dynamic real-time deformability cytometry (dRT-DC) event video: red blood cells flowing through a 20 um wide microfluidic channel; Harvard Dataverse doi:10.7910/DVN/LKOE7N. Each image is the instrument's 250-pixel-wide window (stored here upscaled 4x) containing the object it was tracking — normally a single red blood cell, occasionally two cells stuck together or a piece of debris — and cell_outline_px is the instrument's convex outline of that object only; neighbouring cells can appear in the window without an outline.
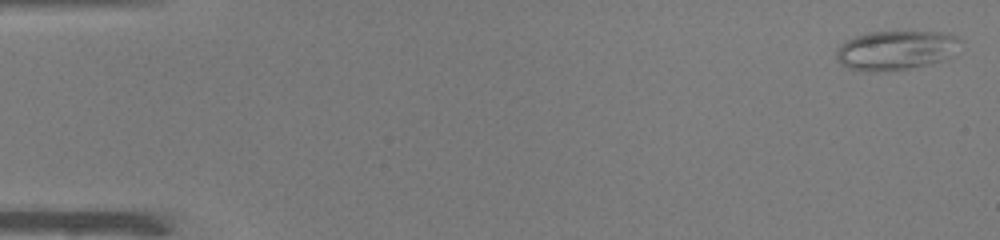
{"species": "common noctule bat (a hibernating species)", "species_latin": "Nyctalus noctula", "temperature_condition": "warm", "stored_images_in_passage": 50, "camera_frame_rate_fps": 3000, "um_per_image_px": 0.085, "animal": {"sex": "male", "body_mass_g": 19.0, "forearm_length_mm": 50.8}, "frame": {"image": 1, "passage_image": 1, "time_ms": 0.0, "image_size_px": [1000, 240], "cell_outline_px": [[960, 40], [952, 56], [940, 60], [908, 68], [868, 72], [848, 68], [840, 64], [836, 60], [836, 52], [840, 44], [856, 36], [868, 32], [940, 32], [956, 36]], "centroid_in_image_um": [76.08, 4.26], "position_along_channel_um": 8.9, "area_um2": 27.92}}
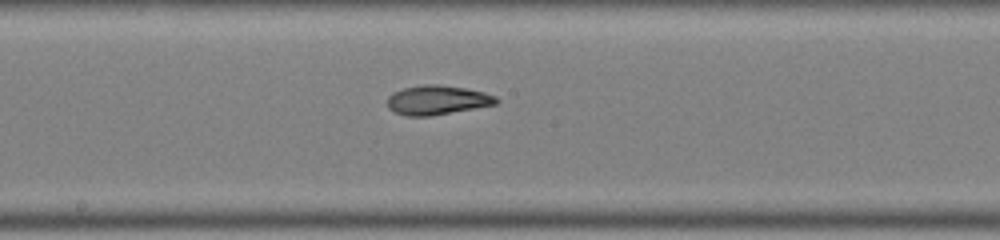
{"frame": {"image": 2, "passage_image": 27, "time_ms": 8.667, "image_size_px": [1000, 240], "cell_outline_px": [[500, 100], [496, 104], [428, 116], [408, 116], [396, 112], [388, 108], [388, 96], [392, 92], [404, 88], [424, 84], [440, 84], [464, 88], [484, 92], [496, 96]], "centroid_in_image_um": [37.16, 8.49], "position_along_channel_um": 211.0, "area_um2": 18.44}}
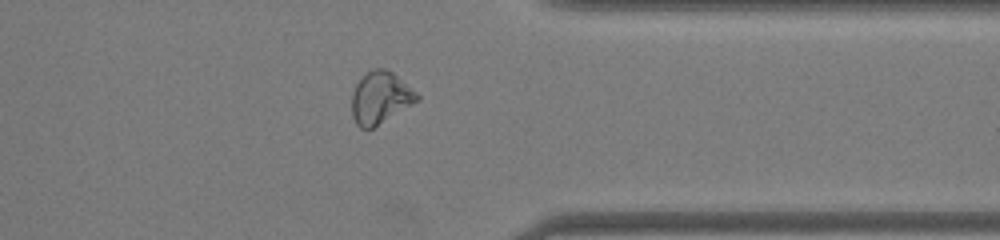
{"frame": {"image": 3, "passage_image": 40, "time_ms": 13.0, "image_size_px": [1000, 240], "cell_outline_px": [[420, 100], [372, 128], [360, 128], [356, 124], [352, 116], [352, 92], [356, 84], [372, 68], [384, 68], [392, 72], [416, 92], [420, 96]], "centroid_in_image_um": [32.32, 8.31], "position_along_channel_um": 379.1, "area_um2": 19.54}, "authors_computed_cell_mechanics": {"area_um2": 20.3745, "velocity_mm_per_s": 4.0011, "shape_relaxation_time_tau1_ms": null, "shape_relaxation_time_tau2_ms": 4.9852, "deformation_change_tau1": null, "deformation_change_tau2": 0.1241}}